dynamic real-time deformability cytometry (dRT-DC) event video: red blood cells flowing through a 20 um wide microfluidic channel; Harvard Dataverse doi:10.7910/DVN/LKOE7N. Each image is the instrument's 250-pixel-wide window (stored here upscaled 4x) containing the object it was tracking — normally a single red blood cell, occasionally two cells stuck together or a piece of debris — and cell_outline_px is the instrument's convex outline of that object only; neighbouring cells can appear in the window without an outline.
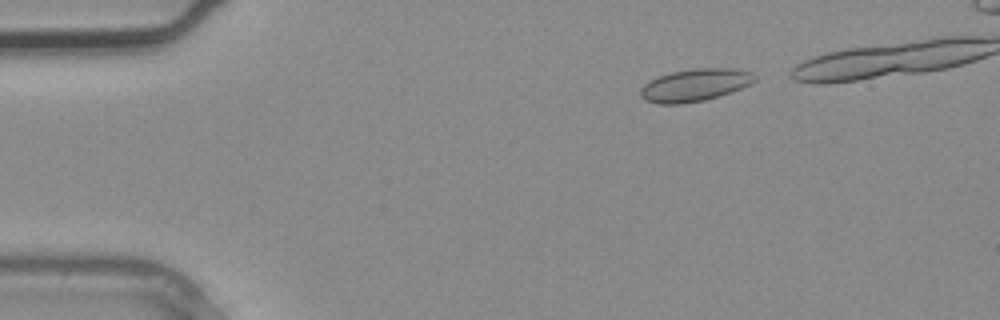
{"species": "common noctule bat (a hibernating species)", "species_latin": "Nyctalus noctula", "temperature_condition": "warm", "stored_images_in_passage": 3, "camera_frame_rate_fps": 3000, "um_per_image_px": 0.085, "animal": {"sex": "male", "body_mass_g": 20.4}, "frame": {"image": 1, "passage_image": 1, "time_ms": 0.0, "image_size_px": [1000, 320], "cell_outline_px": [[756, 80], [752, 84], [720, 96], [704, 100], [680, 104], [660, 104], [644, 100], [640, 96], [640, 88], [644, 84], [660, 76], [672, 72], [692, 68], [736, 68], [752, 72], [756, 76]], "centroid_in_image_um": [59.1, 7.23], "position_along_channel_um": 25.9, "area_um2": 21.73}}